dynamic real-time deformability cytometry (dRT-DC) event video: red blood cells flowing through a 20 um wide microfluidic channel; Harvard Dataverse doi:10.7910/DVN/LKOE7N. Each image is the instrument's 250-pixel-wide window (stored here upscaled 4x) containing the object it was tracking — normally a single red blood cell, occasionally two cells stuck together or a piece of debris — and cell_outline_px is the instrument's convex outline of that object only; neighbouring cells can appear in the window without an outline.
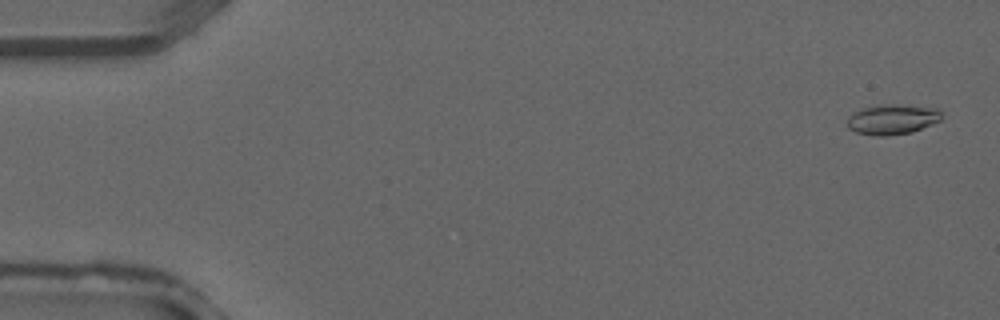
{"species": "common noctule bat (a hibernating species)", "species_latin": "Nyctalus noctula", "temperature_condition": "warm", "stored_images_in_passage": 39, "camera_frame_rate_fps": 3000, "um_per_image_px": 0.085, "animal": {"sex": "male", "forearm_length_mm": 52.5}, "frame": {"image": 1, "passage_image": 2, "time_ms": 0.333, "image_size_px": [1000, 320], "cell_outline_px": [[940, 120], [912, 132], [884, 136], [872, 136], [856, 132], [848, 128], [848, 116], [852, 112], [864, 108], [892, 104], [936, 108], [940, 112]], "centroid_in_image_um": [75.8, 10.16], "position_along_channel_um": 9.2, "area_um2": 16.24}}
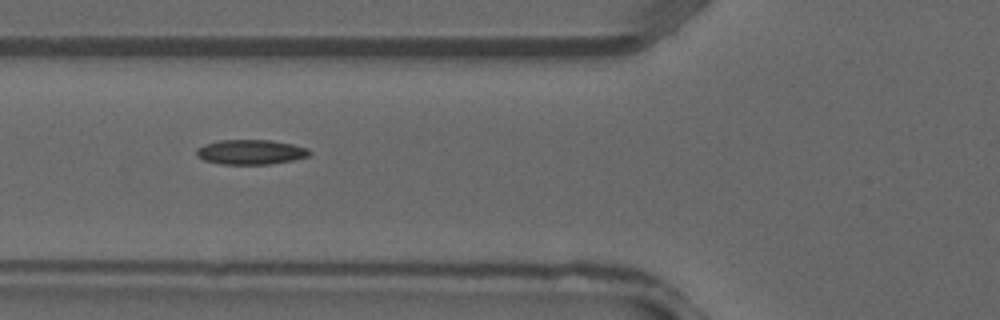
{"frame": {"image": 2, "passage_image": 15, "time_ms": 4.667, "image_size_px": [1000, 320], "cell_outline_px": [[312, 152], [308, 156], [292, 160], [268, 164], [220, 164], [204, 160], [196, 156], [196, 148], [204, 144], [220, 140], [272, 140], [292, 144], [308, 148]], "centroid_in_image_um": [21.29, 12.92], "position_along_channel_um": 104.5, "area_um2": 16.36}}
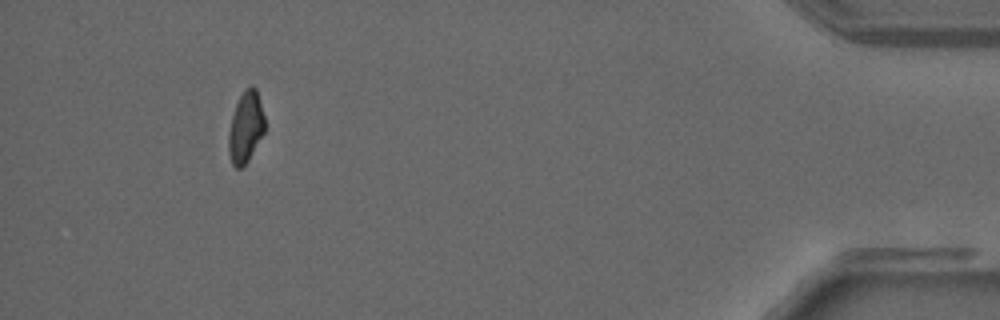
{"frame": {"image": 3, "passage_image": 36, "time_ms": 11.667, "image_size_px": [1000, 320], "cell_outline_px": [[264, 132], [248, 160], [240, 168], [236, 168], [232, 164], [228, 152], [228, 136], [232, 116], [236, 104], [244, 88], [252, 84], [256, 88], [264, 116]], "centroid_in_image_um": [20.87, 10.79], "position_along_channel_um": 414.3, "area_um2": 14.85}}